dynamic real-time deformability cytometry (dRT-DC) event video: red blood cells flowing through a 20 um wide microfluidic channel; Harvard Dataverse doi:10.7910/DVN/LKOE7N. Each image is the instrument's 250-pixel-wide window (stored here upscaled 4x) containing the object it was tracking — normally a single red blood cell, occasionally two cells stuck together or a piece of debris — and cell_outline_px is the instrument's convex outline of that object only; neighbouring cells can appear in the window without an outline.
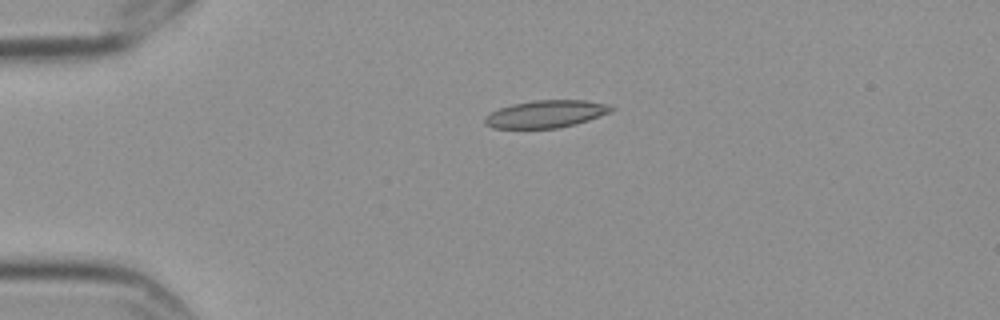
{"species": "Egyptian fruit bat (a non-hibernating species)", "species_latin": "Rousettus aegyptiacus", "temperature_condition": "cold", "stored_images_in_passage": 6, "camera_frame_rate_fps": 3000, "um_per_image_px": 0.085, "frame": {"image": 1, "passage_image": 6, "time_ms": 1.667, "image_size_px": [1000, 320], "cell_outline_px": [[616, 108], [612, 112], [588, 120], [556, 128], [492, 128], [484, 124], [484, 116], [500, 108], [512, 104], [532, 100], [588, 100], [604, 104]], "centroid_in_image_um": [46.38, 9.68], "position_along_channel_um": 38.6, "area_um2": 20.11}}